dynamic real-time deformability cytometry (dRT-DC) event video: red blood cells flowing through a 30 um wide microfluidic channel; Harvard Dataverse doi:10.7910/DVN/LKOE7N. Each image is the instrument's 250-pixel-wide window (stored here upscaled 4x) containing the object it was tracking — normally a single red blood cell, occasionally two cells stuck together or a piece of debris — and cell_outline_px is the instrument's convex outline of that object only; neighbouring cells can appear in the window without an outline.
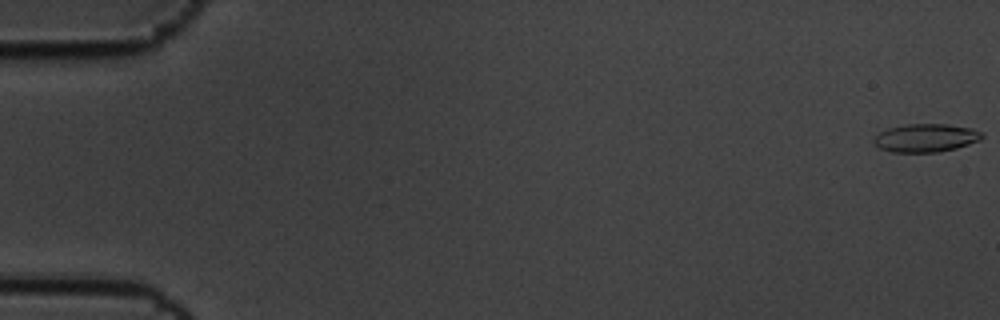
{"species": "common noctule bat (a hibernating species)", "species_latin": "Nyctalus noctula", "temperature_condition": "cold", "stored_images_in_passage": 6, "camera_frame_rate_fps": 3000, "um_per_image_px": 0.085, "animal": {"sex": "male", "body_mass_g": 19.5, "forearm_length_mm": 54.6}, "frame": {"image": 1, "passage_image": 1, "time_ms": 0.0, "image_size_px": [1000, 320], "cell_outline_px": [[984, 136], [980, 140], [956, 148], [940, 152], [892, 152], [880, 148], [872, 140], [880, 132], [888, 128], [908, 124], [948, 124], [972, 128], [980, 132]], "centroid_in_image_um": [78.7, 11.72], "position_along_channel_um": 6.3, "area_um2": 17.69}}
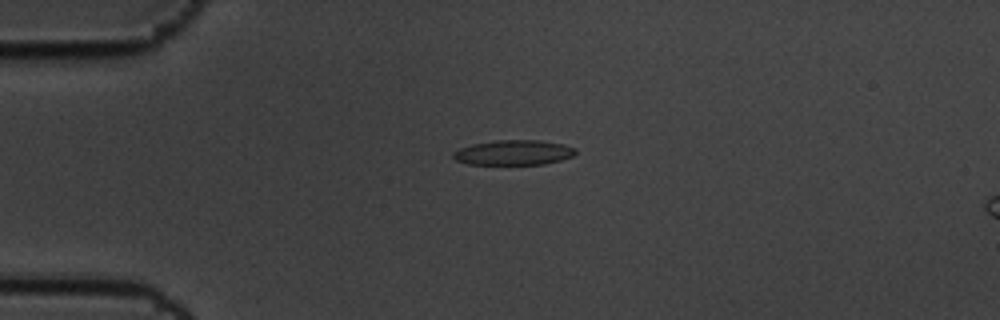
{"frame": {"image": 2, "passage_image": 5, "time_ms": 1.333, "image_size_px": [1000, 320], "cell_outline_px": [[576, 152], [572, 156], [560, 160], [544, 164], [468, 164], [456, 160], [452, 156], [452, 152], [460, 148], [472, 144], [496, 140], [540, 140], [564, 144], [576, 148]], "centroid_in_image_um": [43.65, 12.96], "position_along_channel_um": 41.3, "area_um2": 17.8}}